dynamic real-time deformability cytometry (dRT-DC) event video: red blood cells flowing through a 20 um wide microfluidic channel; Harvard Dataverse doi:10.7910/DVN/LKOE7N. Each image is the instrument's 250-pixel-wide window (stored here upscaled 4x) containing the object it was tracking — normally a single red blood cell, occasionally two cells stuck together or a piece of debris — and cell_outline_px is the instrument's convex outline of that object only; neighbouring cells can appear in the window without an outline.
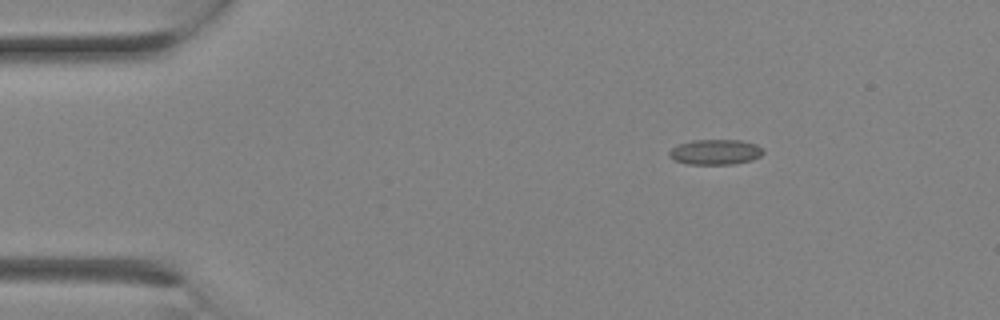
{"species": "Egyptian fruit bat (a non-hibernating species)", "species_latin": "Rousettus aegyptiacus", "temperature_condition": "room temperature", "stored_images_in_passage": 2, "camera_frame_rate_fps": 3000, "um_per_image_px": 0.085, "animal": {"sex": "female"}, "frame": {"image": 1, "passage_image": 2, "time_ms": 0.333, "image_size_px": [1000, 320], "cell_outline_px": [[764, 152], [760, 156], [752, 160], [732, 164], [688, 164], [676, 160], [668, 156], [668, 152], [672, 148], [680, 144], [692, 140], [740, 140], [756, 144]], "centroid_in_image_um": [60.8, 12.92], "position_along_channel_um": 24.2, "area_um2": 13.7}}